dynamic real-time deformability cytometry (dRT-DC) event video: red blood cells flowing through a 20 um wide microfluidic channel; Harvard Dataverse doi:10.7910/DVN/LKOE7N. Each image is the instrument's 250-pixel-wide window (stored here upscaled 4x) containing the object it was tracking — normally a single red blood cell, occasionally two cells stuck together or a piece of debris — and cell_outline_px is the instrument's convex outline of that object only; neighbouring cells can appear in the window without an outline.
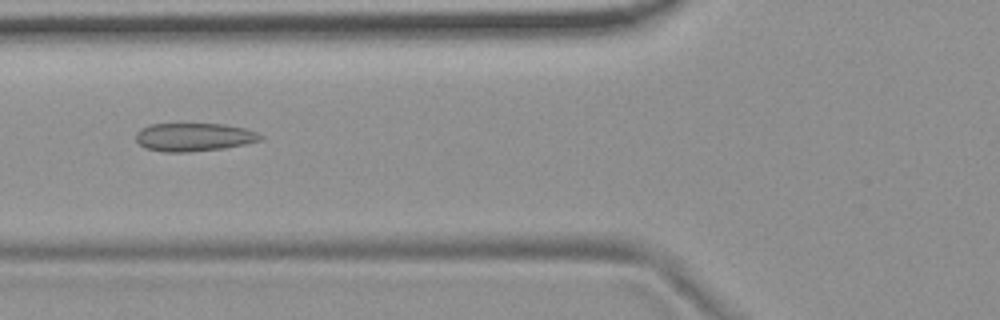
{"species": "common noctule bat (a hibernating species)", "species_latin": "Nyctalus noctula", "temperature_condition": "room temperature", "stored_images_in_passage": 6, "camera_frame_rate_fps": 3000, "um_per_image_px": 0.085, "animal": {"sex": "female", "body_mass_g": 19.9}, "frame": {"image": 1, "passage_image": 6, "time_ms": 5.667, "image_size_px": [1000, 320], "cell_outline_px": [[264, 136], [260, 140], [244, 144], [224, 148], [188, 152], [164, 152], [144, 148], [136, 140], [136, 132], [140, 128], [152, 124], [224, 124], [244, 128], [256, 132]], "centroid_in_image_um": [16.45, 11.65], "position_along_channel_um": 109.3, "area_um2": 20.46}}